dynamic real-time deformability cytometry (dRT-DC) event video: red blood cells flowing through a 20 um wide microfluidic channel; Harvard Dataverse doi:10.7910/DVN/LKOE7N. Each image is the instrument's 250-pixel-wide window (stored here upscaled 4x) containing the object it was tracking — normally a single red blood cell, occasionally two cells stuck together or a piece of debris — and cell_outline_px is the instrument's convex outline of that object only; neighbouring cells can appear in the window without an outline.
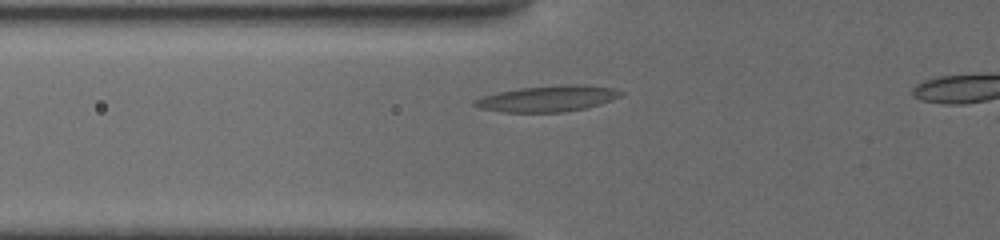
{"species": "common noctule bat (a hibernating species)", "species_latin": "Nyctalus noctula", "temperature_condition": "cold", "stored_images_in_passage": 23, "camera_frame_rate_fps": 3000, "um_per_image_px": 0.085, "animal": {"sex": "female", "body_mass_g": 19.5, "forearm_length_mm": 54.1}, "frame": {"image": 1, "passage_image": 3, "time_ms": 1.0, "image_size_px": [1000, 240], "cell_outline_px": [[624, 92], [620, 96], [612, 100], [600, 104], [584, 108], [560, 112], [504, 112], [480, 108], [472, 104], [472, 100], [484, 96], [500, 92], [520, 88], [560, 84], [588, 84], [612, 88]], "centroid_in_image_um": [46.57, 8.37], "position_along_channel_um": 79.2, "area_um2": 22.14}}
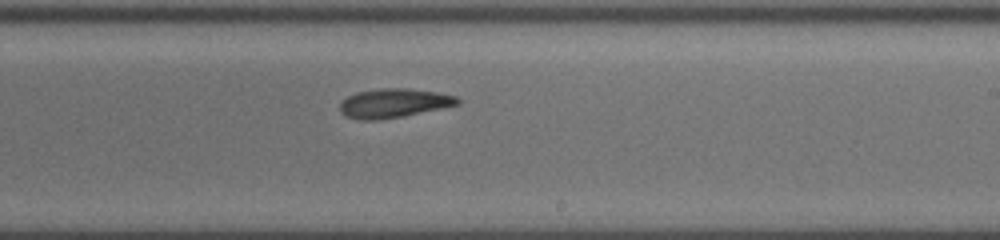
{"frame": {"image": 2, "passage_image": 13, "time_ms": 5.667, "image_size_px": [1000, 240], "cell_outline_px": [[460, 104], [400, 116], [376, 120], [364, 120], [348, 116], [340, 112], [340, 104], [348, 96], [356, 92], [380, 88], [408, 88], [436, 92], [456, 96], [460, 100]], "centroid_in_image_um": [33.47, 8.75], "position_along_channel_um": 255.5, "area_um2": 19.54}}
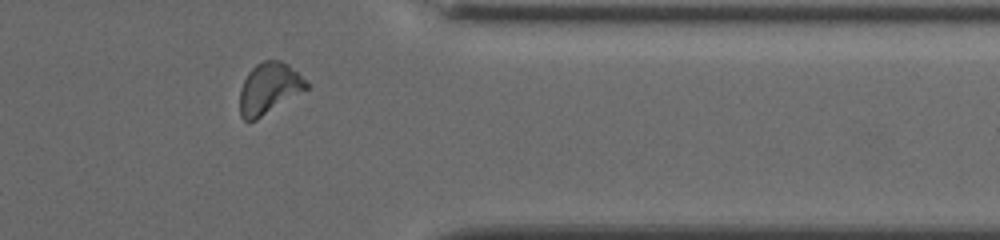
{"frame": {"image": 3, "passage_image": 20, "time_ms": 9.333, "image_size_px": [1000, 240], "cell_outline_px": [[308, 88], [256, 120], [244, 120], [240, 116], [240, 88], [248, 72], [256, 64], [264, 60], [280, 60], [288, 64], [308, 80]], "centroid_in_image_um": [22.87, 7.49], "position_along_channel_um": 388.5, "area_um2": 19.83}}